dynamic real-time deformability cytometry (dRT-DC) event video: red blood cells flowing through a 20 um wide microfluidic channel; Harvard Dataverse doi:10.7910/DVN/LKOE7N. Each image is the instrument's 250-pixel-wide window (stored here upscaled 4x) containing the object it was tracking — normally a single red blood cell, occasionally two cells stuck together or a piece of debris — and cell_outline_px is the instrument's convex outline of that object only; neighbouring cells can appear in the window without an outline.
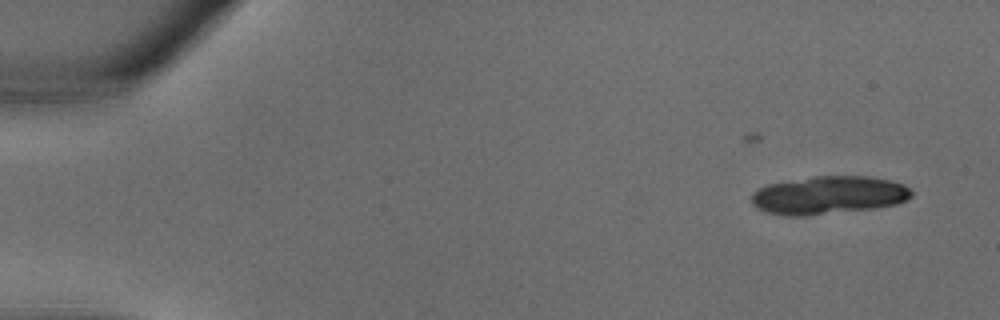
{"species": "common noctule bat (a hibernating species)", "species_latin": "Nyctalus noctula", "temperature_condition": "warm", "stored_images_in_passage": 12, "segment_of_instrument_passage": [1, 2], "camera_frame_rate_fps": 3000, "um_per_image_px": 0.085, "animal": {"sex": "male", "body_mass_g": 18.8}, "frame": {"image": 1, "passage_image": 1, "time_ms": 0.0, "image_size_px": [1000, 320], "cell_outline_px": [[912, 196], [896, 204], [876, 208], [804, 216], [784, 216], [764, 212], [756, 208], [752, 204], [752, 192], [756, 188], [768, 184], [816, 176], [868, 176], [892, 180], [904, 184], [912, 192]], "centroid_in_image_um": [70.4, 16.59], "position_along_channel_um": 14.6, "area_um2": 35.72}}